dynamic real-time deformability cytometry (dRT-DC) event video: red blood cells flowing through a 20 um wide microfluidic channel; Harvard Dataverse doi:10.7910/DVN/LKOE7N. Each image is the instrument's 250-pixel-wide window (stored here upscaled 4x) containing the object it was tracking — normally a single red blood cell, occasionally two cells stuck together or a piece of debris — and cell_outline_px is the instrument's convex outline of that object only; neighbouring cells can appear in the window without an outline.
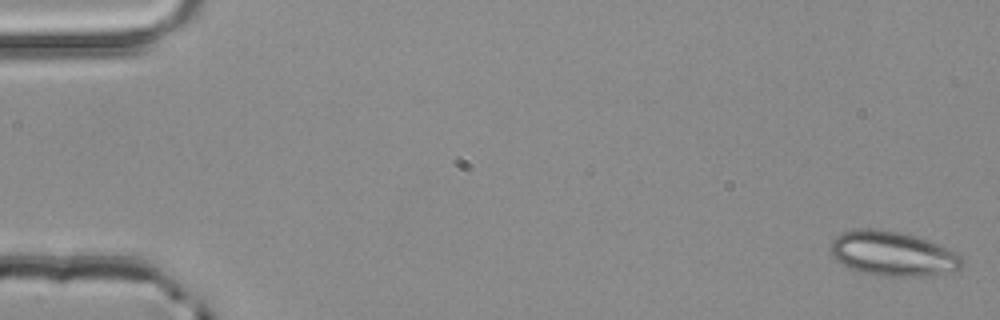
{"species": "common noctule bat (a hibernating species)", "species_latin": "Nyctalus noctula", "temperature_condition": "room temperature", "stored_images_in_passage": 4, "camera_frame_rate_fps": 3000, "um_per_image_px": 0.085, "animal": {"sex": "male", "body_mass_g": 20.4}, "frame": {"image": 1, "passage_image": 1, "time_ms": 0.0, "image_size_px": [1000, 320], "cell_outline_px": [[964, 264], [960, 268], [924, 276], [876, 276], [860, 272], [848, 268], [836, 260], [828, 252], [832, 240], [836, 236], [844, 232], [864, 228], [876, 228], [900, 232], [916, 236], [948, 248], [956, 252], [960, 256]], "centroid_in_image_um": [75.82, 21.56], "position_along_channel_um": 9.2, "area_um2": 34.22}}